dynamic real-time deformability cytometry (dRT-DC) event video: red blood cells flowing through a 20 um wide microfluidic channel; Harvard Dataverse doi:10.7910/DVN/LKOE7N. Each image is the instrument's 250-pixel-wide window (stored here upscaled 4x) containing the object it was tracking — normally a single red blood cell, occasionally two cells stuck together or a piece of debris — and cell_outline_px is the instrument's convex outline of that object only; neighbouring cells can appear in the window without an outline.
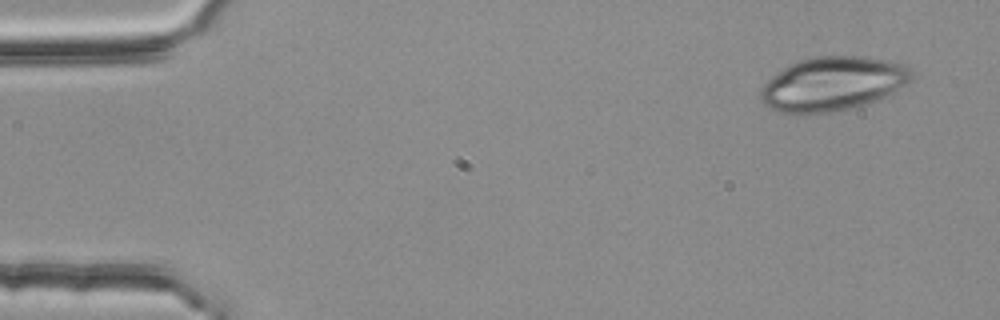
{"species": "common noctule bat (a hibernating species)", "species_latin": "Nyctalus noctula", "temperature_condition": "room temperature", "stored_images_in_passage": 4, "segment_of_instrument_passage": [1, 2], "camera_frame_rate_fps": 3000, "um_per_image_px": 0.085, "animal": {"sex": "female", "body_mass_g": 25.1}, "frame": {"image": 1, "passage_image": 1, "time_ms": 0.0, "image_size_px": [1000, 320], "cell_outline_px": [[912, 80], [908, 84], [868, 104], [852, 108], [832, 112], [800, 116], [780, 112], [764, 104], [760, 100], [760, 88], [776, 72], [788, 64], [812, 56], [864, 56], [892, 60], [908, 64], [912, 68]], "centroid_in_image_um": [70.79, 7.13], "position_along_channel_um": 14.2, "area_um2": 48.55}}